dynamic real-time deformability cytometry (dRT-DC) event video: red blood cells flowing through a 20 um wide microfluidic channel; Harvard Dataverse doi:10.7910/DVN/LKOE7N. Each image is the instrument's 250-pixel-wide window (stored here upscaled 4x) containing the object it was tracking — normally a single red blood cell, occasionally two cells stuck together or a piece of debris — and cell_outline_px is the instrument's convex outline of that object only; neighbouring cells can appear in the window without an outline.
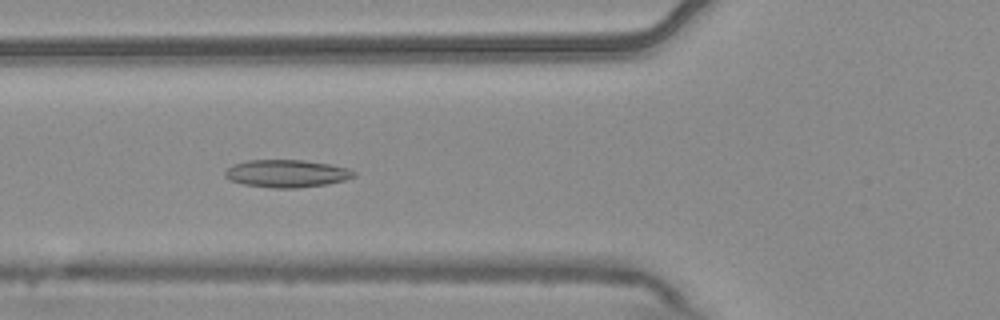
{"species": "common noctule bat (a hibernating species)", "species_latin": "Nyctalus noctula", "temperature_condition": "warm", "stored_images_in_passage": 14, "camera_frame_rate_fps": 3000, "um_per_image_px": 0.085, "animal": {"sex": "male", "body_mass_g": 20.4}, "frame": {"image": 1, "passage_image": 5, "time_ms": 1.333, "image_size_px": [1000, 320], "cell_outline_px": [[356, 176], [344, 180], [328, 184], [296, 188], [272, 188], [244, 184], [228, 180], [224, 176], [224, 172], [232, 164], [248, 160], [304, 160], [328, 164], [348, 168], [356, 172]], "centroid_in_image_um": [24.35, 14.75], "position_along_channel_um": 101.5, "area_um2": 20.81}}
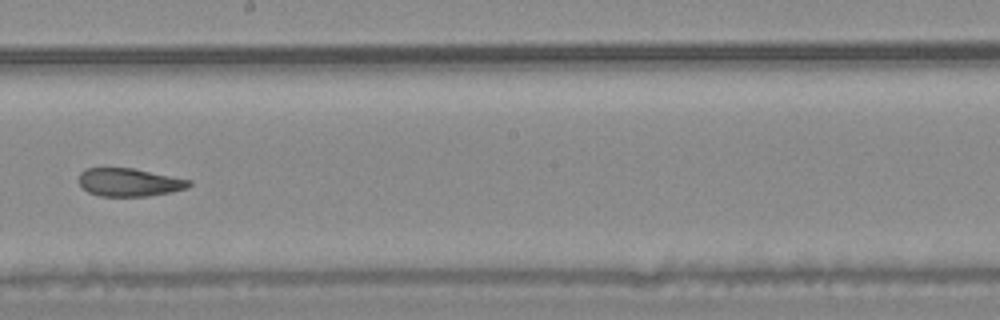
{"frame": {"image": 2, "passage_image": 8, "time_ms": 2.333, "image_size_px": [1000, 320], "cell_outline_px": [[192, 184], [188, 188], [172, 192], [148, 196], [100, 196], [88, 192], [80, 184], [80, 172], [88, 168], [132, 168], [192, 180]], "centroid_in_image_um": [11.03, 15.5], "position_along_channel_um": 237.2, "area_um2": 17.98}}
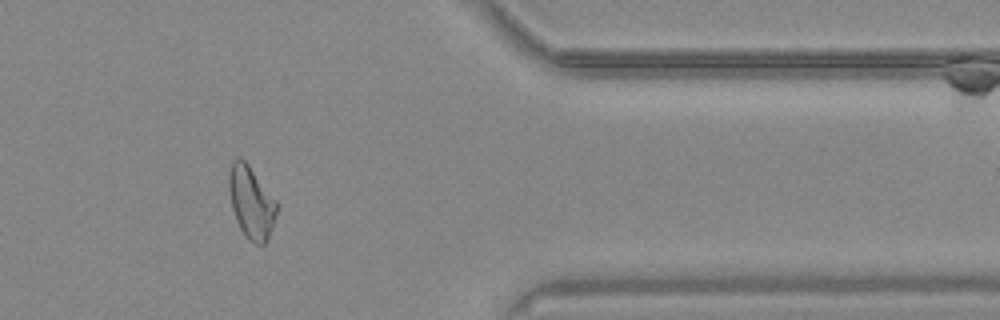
{"frame": {"image": 3, "passage_image": 12, "time_ms": 3.667, "image_size_px": [1000, 320], "cell_outline_px": [[276, 216], [268, 240], [264, 244], [256, 244], [248, 240], [244, 236], [236, 220], [232, 208], [228, 184], [228, 172], [232, 160], [236, 156], [240, 156], [248, 164], [276, 200]], "centroid_in_image_um": [21.33, 17.19], "position_along_channel_um": 390.1, "area_um2": 20.23}}